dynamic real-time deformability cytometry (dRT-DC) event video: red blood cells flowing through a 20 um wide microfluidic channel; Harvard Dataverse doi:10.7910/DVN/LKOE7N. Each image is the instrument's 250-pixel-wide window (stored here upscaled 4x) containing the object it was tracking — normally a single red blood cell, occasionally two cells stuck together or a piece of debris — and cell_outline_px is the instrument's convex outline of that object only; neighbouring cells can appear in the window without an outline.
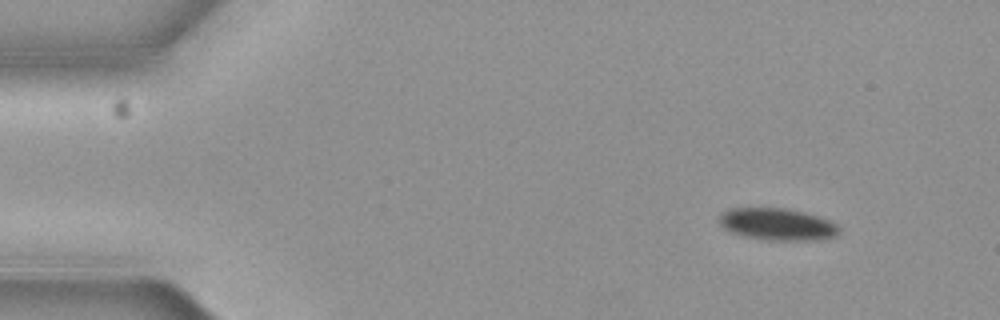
{"species": "common noctule bat (a hibernating species)", "species_latin": "Nyctalus noctula", "temperature_condition": "cold", "stored_images_in_passage": 4, "camera_frame_rate_fps": 3000, "um_per_image_px": 0.085, "animal": {"sex": "female", "body_mass_g": 19.3, "forearm_length_mm": 54.1}, "frame": {"image": 1, "passage_image": 1, "time_ms": 0.0, "image_size_px": [1000, 320], "cell_outline_px": [[840, 232], [836, 236], [808, 240], [768, 240], [744, 236], [728, 232], [720, 224], [720, 212], [728, 208], [788, 208], [804, 212], [828, 220], [836, 224], [840, 228]], "centroid_in_image_um": [66.03, 19.05], "position_along_channel_um": 19.0, "area_um2": 22.37}}
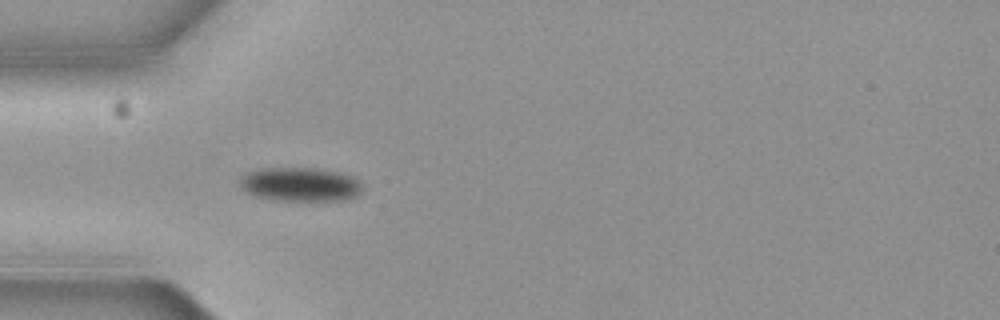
{"frame": {"image": 2, "passage_image": 3, "time_ms": 0.667, "image_size_px": [1000, 320], "cell_outline_px": [[360, 192], [356, 196], [344, 200], [272, 200], [252, 196], [240, 184], [240, 176], [248, 172], [264, 168], [312, 168], [336, 172], [352, 176], [360, 184]], "centroid_in_image_um": [25.47, 15.68], "position_along_channel_um": 59.5, "area_um2": 23.93}}
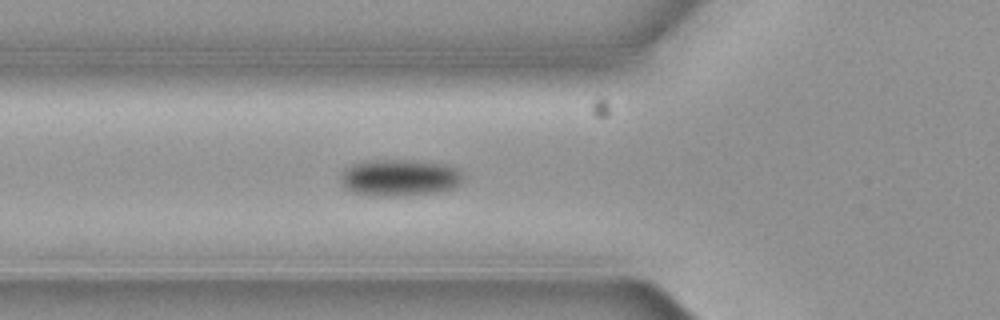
{"frame": {"image": 3, "passage_image": 4, "time_ms": 1.0, "image_size_px": [1000, 320], "cell_outline_px": [[464, 180], [456, 188], [440, 192], [404, 196], [372, 196], [352, 192], [344, 188], [340, 180], [340, 176], [352, 164], [368, 160], [416, 160], [444, 164], [456, 168], [464, 176]], "centroid_in_image_um": [34.0, 15.12], "position_along_channel_um": 91.8, "area_um2": 26.65}}